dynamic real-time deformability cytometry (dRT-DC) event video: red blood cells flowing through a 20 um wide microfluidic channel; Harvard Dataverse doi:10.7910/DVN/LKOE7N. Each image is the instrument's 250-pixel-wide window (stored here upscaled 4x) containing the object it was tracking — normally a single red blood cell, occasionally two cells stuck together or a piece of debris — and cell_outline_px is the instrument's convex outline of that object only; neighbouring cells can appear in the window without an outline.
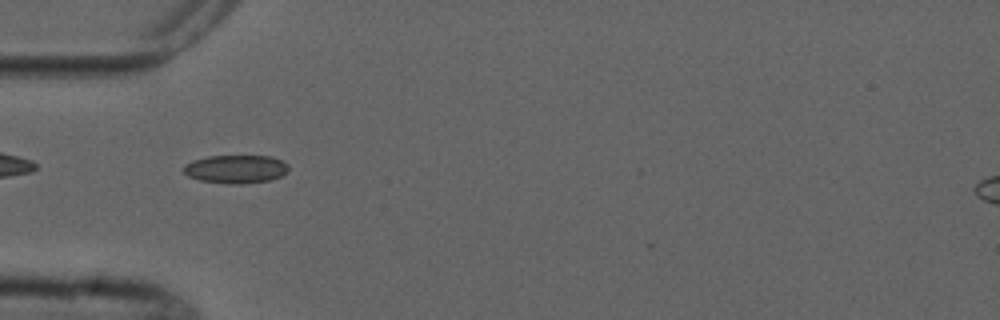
{"species": "common noctule bat (a hibernating species)", "species_latin": "Nyctalus noctula", "temperature_condition": "cold", "stored_images_in_passage": 5, "camera_frame_rate_fps": 3000, "um_per_image_px": 0.085, "animal": {"sex": "male", "forearm_length_mm": 52.5}, "frame": {"image": 1, "passage_image": 5, "time_ms": 4.667, "image_size_px": [1000, 320], "cell_outline_px": [[288, 172], [280, 176], [268, 180], [240, 184], [236, 184], [200, 180], [188, 176], [184, 172], [184, 164], [208, 156], [268, 156], [280, 160], [288, 164]], "centroid_in_image_um": [20.05, 14.37], "position_along_channel_um": 64.9, "area_um2": 16.99}}